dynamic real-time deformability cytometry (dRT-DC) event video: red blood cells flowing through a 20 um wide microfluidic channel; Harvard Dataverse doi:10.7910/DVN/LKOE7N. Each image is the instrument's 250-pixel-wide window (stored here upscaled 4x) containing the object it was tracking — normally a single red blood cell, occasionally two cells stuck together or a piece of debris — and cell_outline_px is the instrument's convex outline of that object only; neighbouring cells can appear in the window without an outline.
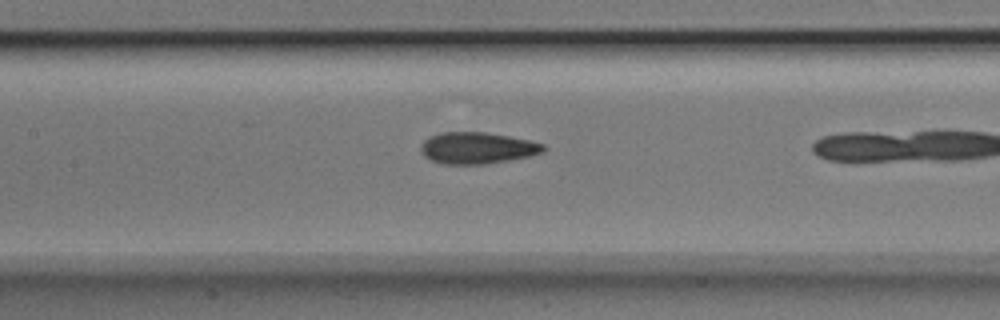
{"species": "Egyptian fruit bat (a non-hibernating species)", "species_latin": "Rousettus aegyptiacus", "temperature_condition": "room temperature", "stored_images_in_passage": 23, "camera_frame_rate_fps": 3000, "um_per_image_px": 0.085, "animal": {"sex": "male"}, "frame": {"image": 1, "passage_image": 21, "time_ms": 6.667, "image_size_px": [1000, 320], "cell_outline_px": [[548, 148], [544, 152], [532, 156], [484, 164], [444, 164], [432, 160], [424, 156], [420, 152], [420, 144], [424, 140], [440, 132], [484, 132], [508, 136], [528, 140], [544, 144]], "centroid_in_image_um": [40.58, 12.58], "position_along_channel_um": 166.8, "area_um2": 22.6}}